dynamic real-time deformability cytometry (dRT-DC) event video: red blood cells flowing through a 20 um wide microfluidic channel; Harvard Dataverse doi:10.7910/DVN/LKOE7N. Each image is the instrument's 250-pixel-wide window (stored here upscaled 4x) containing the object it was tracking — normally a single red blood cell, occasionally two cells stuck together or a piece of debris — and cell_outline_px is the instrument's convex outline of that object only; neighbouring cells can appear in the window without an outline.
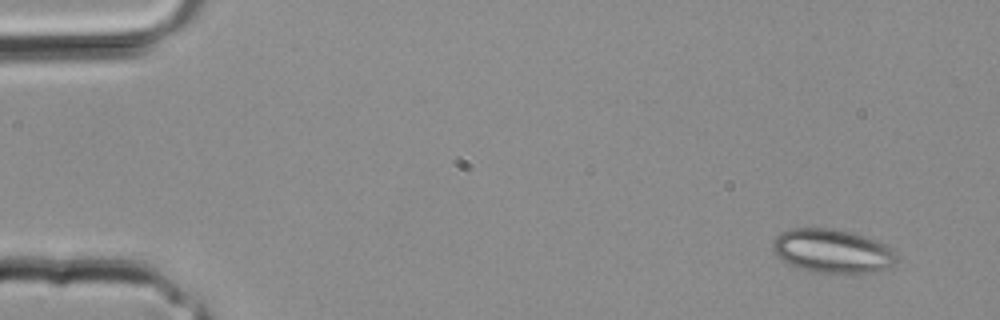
{"species": "common noctule bat (a hibernating species)", "species_latin": "Nyctalus noctula", "temperature_condition": "room temperature", "stored_images_in_passage": 32, "camera_frame_rate_fps": 3000, "um_per_image_px": 0.085, "animal": {"sex": "male", "body_mass_g": 20.4}, "frame": {"image": 1, "passage_image": 1, "time_ms": 0.0, "image_size_px": [1000, 320], "cell_outline_px": [[896, 260], [888, 268], [872, 272], [820, 272], [804, 268], [780, 260], [772, 248], [772, 244], [776, 236], [780, 232], [792, 228], [832, 228], [852, 232], [876, 240], [884, 244], [896, 256]], "centroid_in_image_um": [70.71, 21.3], "position_along_channel_um": 14.3, "area_um2": 30.98}}
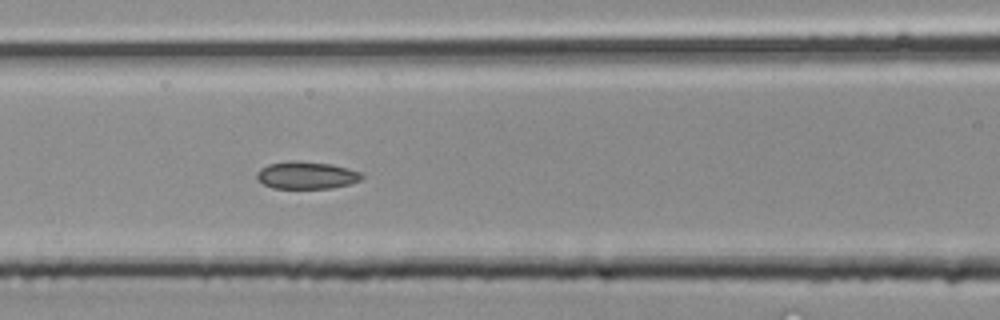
{"frame": {"image": 2, "passage_image": 13, "time_ms": 4.0, "image_size_px": [1000, 320], "cell_outline_px": [[364, 176], [360, 180], [348, 184], [328, 188], [272, 188], [264, 184], [256, 176], [256, 172], [260, 168], [268, 164], [288, 160], [300, 160], [332, 164], [348, 168], [360, 172]], "centroid_in_image_um": [26.03, 14.87], "position_along_channel_um": 140.6, "area_um2": 16.82}}
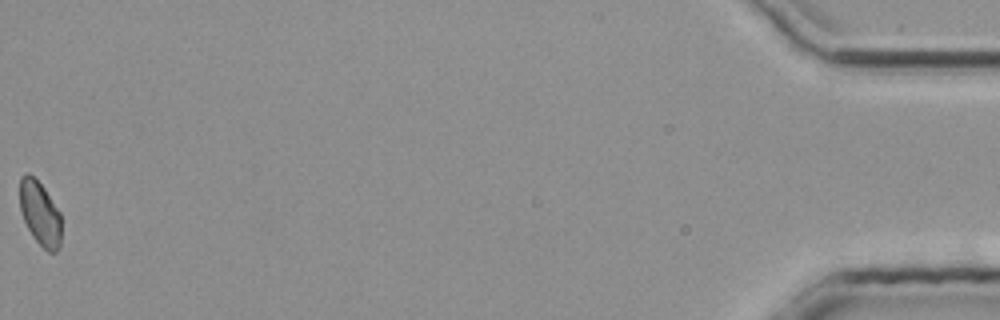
{"frame": {"image": 3, "passage_image": 32, "time_ms": 10.333, "image_size_px": [1000, 320], "cell_outline_px": [[60, 248], [56, 252], [48, 252], [32, 236], [24, 220], [20, 208], [20, 176], [24, 172], [28, 172], [44, 188], [60, 212]], "centroid_in_image_um": [3.39, 18.13], "position_along_channel_um": 431.8, "area_um2": 15.43}}